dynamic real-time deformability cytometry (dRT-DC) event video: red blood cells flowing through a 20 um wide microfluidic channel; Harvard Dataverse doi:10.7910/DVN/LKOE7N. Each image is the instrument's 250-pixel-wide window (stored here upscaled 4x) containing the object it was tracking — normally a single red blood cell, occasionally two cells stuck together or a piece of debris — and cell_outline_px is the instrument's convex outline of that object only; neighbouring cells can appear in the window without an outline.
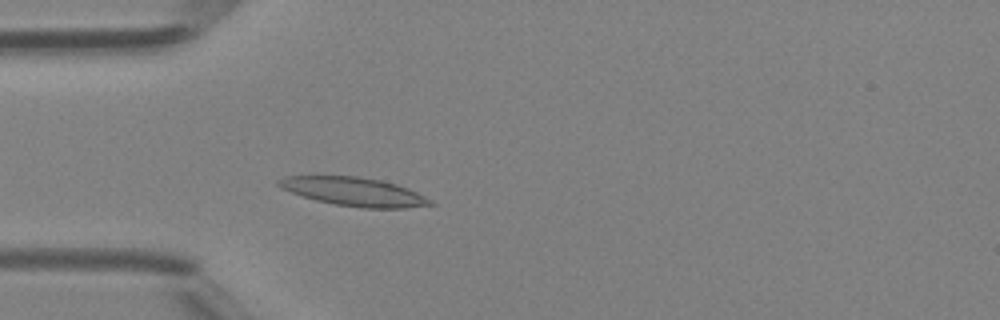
{"species": "Egyptian fruit bat (a non-hibernating species)", "species_latin": "Rousettus aegyptiacus", "temperature_condition": "room temperature", "stored_images_in_passage": 46, "camera_frame_rate_fps": 3000, "um_per_image_px": 0.085, "animal": {"sex": "female"}, "frame": {"image": 1, "passage_image": 12, "time_ms": 3.667, "image_size_px": [1000, 320], "cell_outline_px": [[436, 204], [404, 208], [360, 208], [336, 204], [316, 200], [280, 188], [276, 184], [276, 180], [284, 176], [356, 176], [380, 180], [396, 184], [408, 188], [432, 200]], "centroid_in_image_um": [30.08, 16.29], "position_along_channel_um": 54.9, "area_um2": 25.14}}
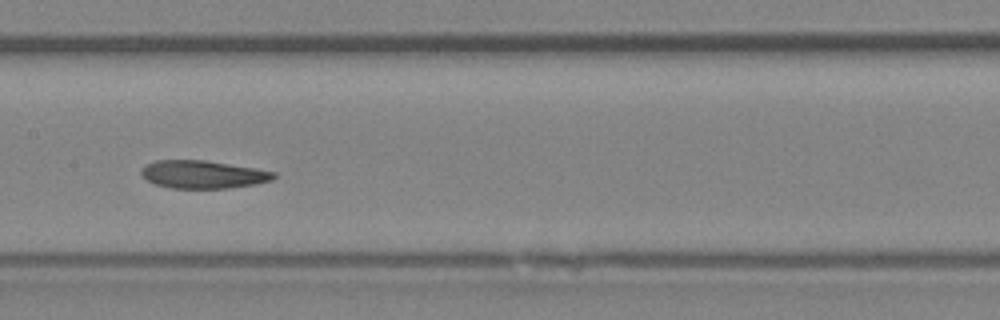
{"frame": {"image": 2, "passage_image": 22, "time_ms": 7.0, "image_size_px": [1000, 320], "cell_outline_px": [[276, 176], [272, 180], [256, 184], [228, 188], [172, 188], [156, 184], [148, 180], [140, 172], [148, 164], [156, 160], [204, 160], [256, 168], [276, 172]], "centroid_in_image_um": [17.31, 14.82], "position_along_channel_um": 190.1, "area_um2": 21.33}}
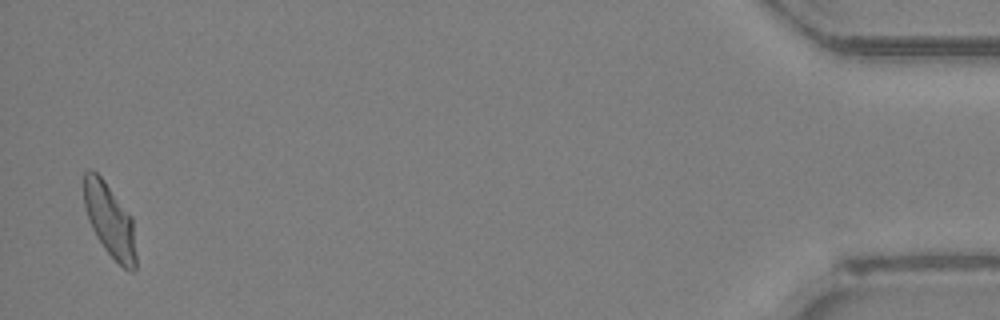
{"frame": {"image": 3, "passage_image": 45, "time_ms": 14.667, "image_size_px": [1000, 320], "cell_outline_px": [[136, 268], [132, 272], [128, 272], [104, 248], [96, 236], [88, 220], [84, 204], [84, 172], [88, 168], [92, 168], [104, 180], [132, 216], [136, 256]], "centroid_in_image_um": [9.33, 18.71], "position_along_channel_um": 425.9, "area_um2": 22.31}, "authors_computed_cell_mechanics": {"area_um2": 22.5131, "velocity_mm_per_s": 4.2589, "shape_relaxation_time_tau1_ms": null, "shape_relaxation_time_tau2_ms": 2.7152, "deformation_change_tau1": null, "deformation_change_tau2": 0.0968}}